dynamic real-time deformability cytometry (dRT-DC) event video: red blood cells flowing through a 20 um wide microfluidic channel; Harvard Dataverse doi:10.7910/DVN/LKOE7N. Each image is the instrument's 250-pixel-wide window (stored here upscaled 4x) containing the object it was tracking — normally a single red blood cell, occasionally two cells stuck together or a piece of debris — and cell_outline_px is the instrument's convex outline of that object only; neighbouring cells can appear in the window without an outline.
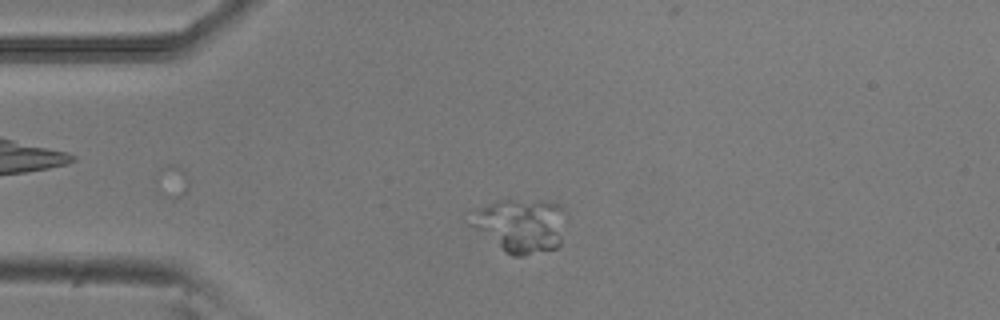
{"species": "common noctule bat (a hibernating species)", "species_latin": "Nyctalus noctula", "temperature_condition": "room temperature", "stored_images_in_passage": 3, "camera_frame_rate_fps": 3000, "um_per_image_px": 0.085, "animal": {"sex": "male", "body_mass_g": 20.5, "forearm_length_mm": 52.5}, "frame": {"image": 1, "passage_image": 2, "time_ms": 0.333, "image_size_px": [1000, 320], "cell_outline_px": [[564, 212], [560, 244], [556, 248], [524, 256], [512, 256], [504, 252], [468, 224], [488, 204], [500, 200], [544, 200], [560, 204], [564, 208]], "centroid_in_image_um": [44.31, 19.18], "position_along_channel_um": 40.7, "area_um2": 29.42}}